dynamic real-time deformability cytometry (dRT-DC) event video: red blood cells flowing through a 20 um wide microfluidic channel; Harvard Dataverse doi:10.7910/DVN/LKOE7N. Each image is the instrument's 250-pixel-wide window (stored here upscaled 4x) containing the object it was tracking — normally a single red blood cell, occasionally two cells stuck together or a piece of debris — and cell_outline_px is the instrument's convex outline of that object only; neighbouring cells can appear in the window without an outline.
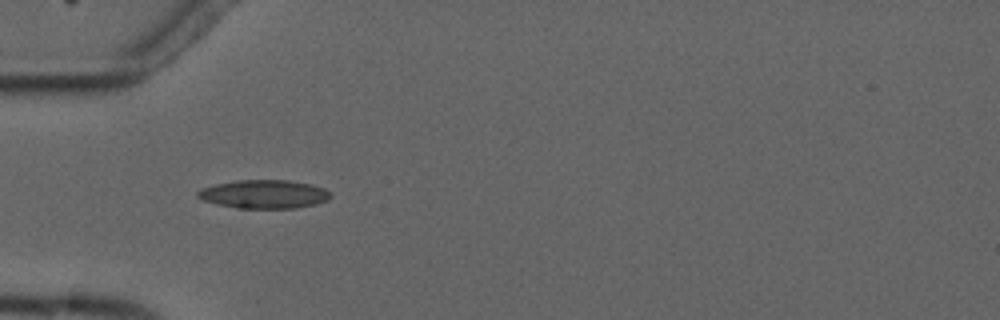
{"species": "common noctule bat (a hibernating species)", "species_latin": "Nyctalus noctula", "temperature_condition": "cold", "stored_images_in_passage": 7, "camera_frame_rate_fps": 3000, "um_per_image_px": 0.085, "animal": {"sex": "male", "forearm_length_mm": 52.5}, "frame": {"image": 1, "passage_image": 5, "time_ms": 5.667, "image_size_px": [1000, 320], "cell_outline_px": [[332, 196], [328, 200], [316, 204], [296, 208], [236, 208], [216, 204], [204, 200], [196, 196], [196, 192], [200, 188], [216, 184], [236, 180], [288, 180], [308, 184], [324, 188]], "centroid_in_image_um": [22.41, 16.51], "position_along_channel_um": 62.6, "area_um2": 22.08}}
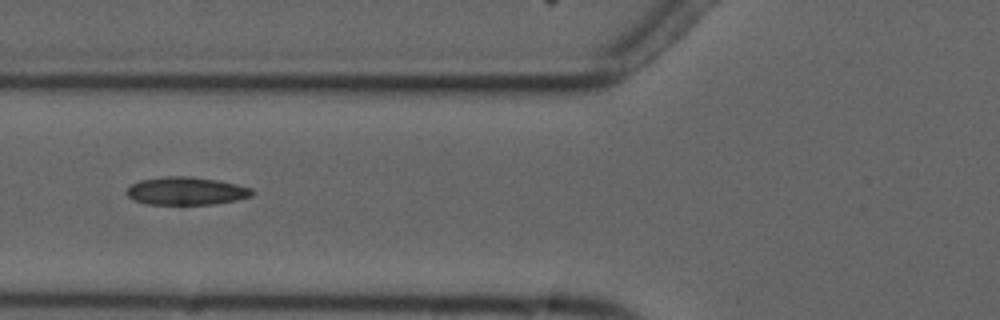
{"frame": {"image": 2, "passage_image": 6, "time_ms": 7.0, "image_size_px": [1000, 320], "cell_outline_px": [[256, 192], [252, 196], [240, 200], [212, 204], [148, 204], [132, 200], [124, 192], [128, 184], [140, 180], [160, 176], [192, 176], [220, 180], [252, 188]], "centroid_in_image_um": [15.81, 16.22], "position_along_channel_um": 110.0, "area_um2": 20.98}}
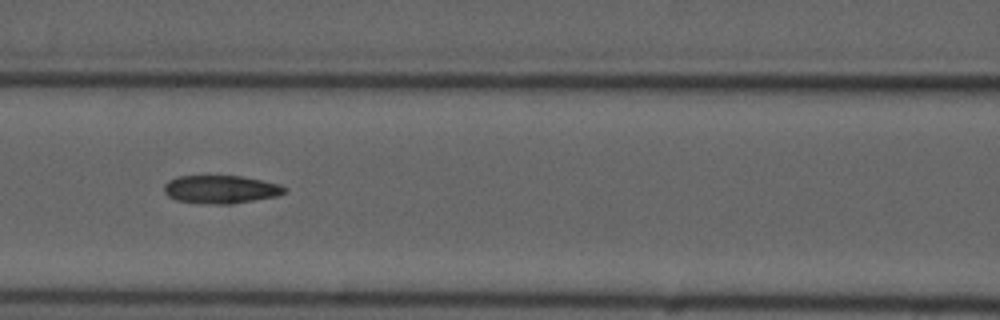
{"frame": {"image": 3, "passage_image": 7, "time_ms": 8.0, "image_size_px": [1000, 320], "cell_outline_px": [[288, 188], [284, 192], [276, 196], [232, 204], [212, 204], [176, 200], [168, 196], [164, 192], [164, 184], [168, 180], [176, 176], [240, 176], [280, 184]], "centroid_in_image_um": [18.74, 16.09], "position_along_channel_um": 147.9, "area_um2": 19.65}}